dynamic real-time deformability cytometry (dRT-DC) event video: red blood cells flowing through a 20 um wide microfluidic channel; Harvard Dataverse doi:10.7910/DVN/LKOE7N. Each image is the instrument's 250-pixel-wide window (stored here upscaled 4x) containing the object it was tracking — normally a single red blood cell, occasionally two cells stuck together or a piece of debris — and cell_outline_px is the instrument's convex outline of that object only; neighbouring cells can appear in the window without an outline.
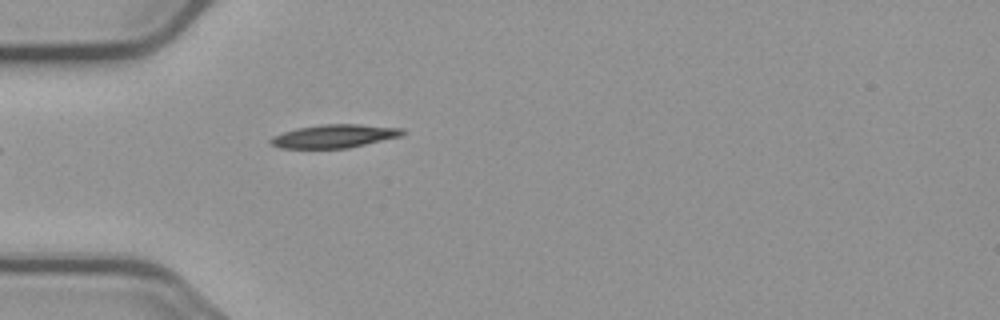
{"species": "common noctule bat (a hibernating species)", "species_latin": "Nyctalus noctula", "temperature_condition": "cold", "stored_images_in_passage": 4, "camera_frame_rate_fps": 3000, "um_per_image_px": 0.085, "animal": {"sex": "male", "body_mass_g": 23.1, "forearm_length_mm": 52.7}, "frame": {"image": 1, "passage_image": 4, "time_ms": 3.333, "image_size_px": [1000, 320], "cell_outline_px": [[404, 132], [400, 136], [348, 148], [280, 148], [272, 144], [268, 140], [272, 136], [296, 128], [324, 124], [360, 124], [404, 128]], "centroid_in_image_um": [28.4, 11.56], "position_along_channel_um": 56.6, "area_um2": 17.8}}